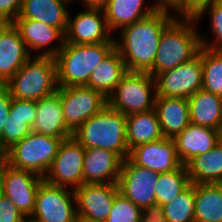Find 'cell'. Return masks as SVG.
I'll return each instance as SVG.
<instances>
[{
  "label": "cell",
  "instance_id": "obj_1",
  "mask_svg": "<svg viewBox=\"0 0 222 222\" xmlns=\"http://www.w3.org/2000/svg\"><path fill=\"white\" fill-rule=\"evenodd\" d=\"M170 8L159 7L147 17L125 26L114 38L115 48L131 72H147L153 68L160 37L176 18Z\"/></svg>",
  "mask_w": 222,
  "mask_h": 222
},
{
  "label": "cell",
  "instance_id": "obj_2",
  "mask_svg": "<svg viewBox=\"0 0 222 222\" xmlns=\"http://www.w3.org/2000/svg\"><path fill=\"white\" fill-rule=\"evenodd\" d=\"M198 23L194 18H175L163 31L153 68L149 72L156 77L164 71L190 61L202 47Z\"/></svg>",
  "mask_w": 222,
  "mask_h": 222
},
{
  "label": "cell",
  "instance_id": "obj_3",
  "mask_svg": "<svg viewBox=\"0 0 222 222\" xmlns=\"http://www.w3.org/2000/svg\"><path fill=\"white\" fill-rule=\"evenodd\" d=\"M84 148L108 149L123 160L129 156L126 116L108 105L80 125L72 135Z\"/></svg>",
  "mask_w": 222,
  "mask_h": 222
},
{
  "label": "cell",
  "instance_id": "obj_4",
  "mask_svg": "<svg viewBox=\"0 0 222 222\" xmlns=\"http://www.w3.org/2000/svg\"><path fill=\"white\" fill-rule=\"evenodd\" d=\"M115 47V42L99 44L65 43L54 57L59 87L87 85L93 70Z\"/></svg>",
  "mask_w": 222,
  "mask_h": 222
},
{
  "label": "cell",
  "instance_id": "obj_5",
  "mask_svg": "<svg viewBox=\"0 0 222 222\" xmlns=\"http://www.w3.org/2000/svg\"><path fill=\"white\" fill-rule=\"evenodd\" d=\"M11 97L37 101L58 90L54 57L31 56L6 83Z\"/></svg>",
  "mask_w": 222,
  "mask_h": 222
},
{
  "label": "cell",
  "instance_id": "obj_6",
  "mask_svg": "<svg viewBox=\"0 0 222 222\" xmlns=\"http://www.w3.org/2000/svg\"><path fill=\"white\" fill-rule=\"evenodd\" d=\"M64 139L67 138H56L31 131L4 153V161L11 167L30 171L43 178Z\"/></svg>",
  "mask_w": 222,
  "mask_h": 222
},
{
  "label": "cell",
  "instance_id": "obj_7",
  "mask_svg": "<svg viewBox=\"0 0 222 222\" xmlns=\"http://www.w3.org/2000/svg\"><path fill=\"white\" fill-rule=\"evenodd\" d=\"M156 97L154 77L147 72L128 71L107 99L111 109L127 116L153 110Z\"/></svg>",
  "mask_w": 222,
  "mask_h": 222
},
{
  "label": "cell",
  "instance_id": "obj_8",
  "mask_svg": "<svg viewBox=\"0 0 222 222\" xmlns=\"http://www.w3.org/2000/svg\"><path fill=\"white\" fill-rule=\"evenodd\" d=\"M57 92L61 98L64 122L72 133L108 105V99L102 92L86 85L58 87Z\"/></svg>",
  "mask_w": 222,
  "mask_h": 222
},
{
  "label": "cell",
  "instance_id": "obj_9",
  "mask_svg": "<svg viewBox=\"0 0 222 222\" xmlns=\"http://www.w3.org/2000/svg\"><path fill=\"white\" fill-rule=\"evenodd\" d=\"M76 217L75 191L43 180L38 186L31 218L35 222H75Z\"/></svg>",
  "mask_w": 222,
  "mask_h": 222
},
{
  "label": "cell",
  "instance_id": "obj_10",
  "mask_svg": "<svg viewBox=\"0 0 222 222\" xmlns=\"http://www.w3.org/2000/svg\"><path fill=\"white\" fill-rule=\"evenodd\" d=\"M84 154L85 148L73 136L64 139L43 180L75 191L83 185Z\"/></svg>",
  "mask_w": 222,
  "mask_h": 222
},
{
  "label": "cell",
  "instance_id": "obj_11",
  "mask_svg": "<svg viewBox=\"0 0 222 222\" xmlns=\"http://www.w3.org/2000/svg\"><path fill=\"white\" fill-rule=\"evenodd\" d=\"M201 55L155 77L157 96L188 99L202 89Z\"/></svg>",
  "mask_w": 222,
  "mask_h": 222
},
{
  "label": "cell",
  "instance_id": "obj_12",
  "mask_svg": "<svg viewBox=\"0 0 222 222\" xmlns=\"http://www.w3.org/2000/svg\"><path fill=\"white\" fill-rule=\"evenodd\" d=\"M3 195L7 196L24 217H31L36 194L43 178L27 170L11 167L5 161L0 165Z\"/></svg>",
  "mask_w": 222,
  "mask_h": 222
},
{
  "label": "cell",
  "instance_id": "obj_13",
  "mask_svg": "<svg viewBox=\"0 0 222 222\" xmlns=\"http://www.w3.org/2000/svg\"><path fill=\"white\" fill-rule=\"evenodd\" d=\"M160 173L134 164L128 157L123 160L118 187L137 207L143 209L156 204L155 186Z\"/></svg>",
  "mask_w": 222,
  "mask_h": 222
},
{
  "label": "cell",
  "instance_id": "obj_14",
  "mask_svg": "<svg viewBox=\"0 0 222 222\" xmlns=\"http://www.w3.org/2000/svg\"><path fill=\"white\" fill-rule=\"evenodd\" d=\"M115 35L110 31L103 9L85 8L72 17L69 13L65 32V43L99 44L115 42Z\"/></svg>",
  "mask_w": 222,
  "mask_h": 222
},
{
  "label": "cell",
  "instance_id": "obj_15",
  "mask_svg": "<svg viewBox=\"0 0 222 222\" xmlns=\"http://www.w3.org/2000/svg\"><path fill=\"white\" fill-rule=\"evenodd\" d=\"M118 192V184L84 183L75 190L77 216L105 222Z\"/></svg>",
  "mask_w": 222,
  "mask_h": 222
},
{
  "label": "cell",
  "instance_id": "obj_16",
  "mask_svg": "<svg viewBox=\"0 0 222 222\" xmlns=\"http://www.w3.org/2000/svg\"><path fill=\"white\" fill-rule=\"evenodd\" d=\"M12 23L18 29L22 40L32 56V51H34L36 56L55 57L64 45L65 34L56 27L38 20L26 18H16ZM54 42L58 44L55 43V46H49Z\"/></svg>",
  "mask_w": 222,
  "mask_h": 222
},
{
  "label": "cell",
  "instance_id": "obj_17",
  "mask_svg": "<svg viewBox=\"0 0 222 222\" xmlns=\"http://www.w3.org/2000/svg\"><path fill=\"white\" fill-rule=\"evenodd\" d=\"M128 158L138 166L159 173L171 172L182 165L174 139L166 137L132 148Z\"/></svg>",
  "mask_w": 222,
  "mask_h": 222
},
{
  "label": "cell",
  "instance_id": "obj_18",
  "mask_svg": "<svg viewBox=\"0 0 222 222\" xmlns=\"http://www.w3.org/2000/svg\"><path fill=\"white\" fill-rule=\"evenodd\" d=\"M31 56L14 24L0 23V84H6Z\"/></svg>",
  "mask_w": 222,
  "mask_h": 222
},
{
  "label": "cell",
  "instance_id": "obj_19",
  "mask_svg": "<svg viewBox=\"0 0 222 222\" xmlns=\"http://www.w3.org/2000/svg\"><path fill=\"white\" fill-rule=\"evenodd\" d=\"M122 162L123 159L114 151L101 148H85L83 184H118Z\"/></svg>",
  "mask_w": 222,
  "mask_h": 222
},
{
  "label": "cell",
  "instance_id": "obj_20",
  "mask_svg": "<svg viewBox=\"0 0 222 222\" xmlns=\"http://www.w3.org/2000/svg\"><path fill=\"white\" fill-rule=\"evenodd\" d=\"M179 160L186 165L196 155L205 154L220 142V131L189 124L174 138Z\"/></svg>",
  "mask_w": 222,
  "mask_h": 222
},
{
  "label": "cell",
  "instance_id": "obj_21",
  "mask_svg": "<svg viewBox=\"0 0 222 222\" xmlns=\"http://www.w3.org/2000/svg\"><path fill=\"white\" fill-rule=\"evenodd\" d=\"M36 119L32 132L56 138H70L73 133L64 122L61 98L58 92L36 101Z\"/></svg>",
  "mask_w": 222,
  "mask_h": 222
},
{
  "label": "cell",
  "instance_id": "obj_22",
  "mask_svg": "<svg viewBox=\"0 0 222 222\" xmlns=\"http://www.w3.org/2000/svg\"><path fill=\"white\" fill-rule=\"evenodd\" d=\"M154 109L166 138H174L191 123L186 98L157 96Z\"/></svg>",
  "mask_w": 222,
  "mask_h": 222
},
{
  "label": "cell",
  "instance_id": "obj_23",
  "mask_svg": "<svg viewBox=\"0 0 222 222\" xmlns=\"http://www.w3.org/2000/svg\"><path fill=\"white\" fill-rule=\"evenodd\" d=\"M72 0H24L17 18L41 21L60 29L64 34L68 25V5Z\"/></svg>",
  "mask_w": 222,
  "mask_h": 222
},
{
  "label": "cell",
  "instance_id": "obj_24",
  "mask_svg": "<svg viewBox=\"0 0 222 222\" xmlns=\"http://www.w3.org/2000/svg\"><path fill=\"white\" fill-rule=\"evenodd\" d=\"M146 0H108L102 8L107 25L113 33L123 27L133 24L155 12L159 6L156 3L145 5ZM146 6V7H145Z\"/></svg>",
  "mask_w": 222,
  "mask_h": 222
},
{
  "label": "cell",
  "instance_id": "obj_25",
  "mask_svg": "<svg viewBox=\"0 0 222 222\" xmlns=\"http://www.w3.org/2000/svg\"><path fill=\"white\" fill-rule=\"evenodd\" d=\"M190 122L222 130V97L200 89L188 98Z\"/></svg>",
  "mask_w": 222,
  "mask_h": 222
},
{
  "label": "cell",
  "instance_id": "obj_26",
  "mask_svg": "<svg viewBox=\"0 0 222 222\" xmlns=\"http://www.w3.org/2000/svg\"><path fill=\"white\" fill-rule=\"evenodd\" d=\"M127 72L123 58L114 47L93 70L86 86L100 91L108 97Z\"/></svg>",
  "mask_w": 222,
  "mask_h": 222
},
{
  "label": "cell",
  "instance_id": "obj_27",
  "mask_svg": "<svg viewBox=\"0 0 222 222\" xmlns=\"http://www.w3.org/2000/svg\"><path fill=\"white\" fill-rule=\"evenodd\" d=\"M163 138L155 109L126 116V140L129 151L138 145Z\"/></svg>",
  "mask_w": 222,
  "mask_h": 222
},
{
  "label": "cell",
  "instance_id": "obj_28",
  "mask_svg": "<svg viewBox=\"0 0 222 222\" xmlns=\"http://www.w3.org/2000/svg\"><path fill=\"white\" fill-rule=\"evenodd\" d=\"M186 167L193 184L222 183V143L205 154L196 155Z\"/></svg>",
  "mask_w": 222,
  "mask_h": 222
},
{
  "label": "cell",
  "instance_id": "obj_29",
  "mask_svg": "<svg viewBox=\"0 0 222 222\" xmlns=\"http://www.w3.org/2000/svg\"><path fill=\"white\" fill-rule=\"evenodd\" d=\"M195 222H222V183L194 184Z\"/></svg>",
  "mask_w": 222,
  "mask_h": 222
},
{
  "label": "cell",
  "instance_id": "obj_30",
  "mask_svg": "<svg viewBox=\"0 0 222 222\" xmlns=\"http://www.w3.org/2000/svg\"><path fill=\"white\" fill-rule=\"evenodd\" d=\"M191 184L186 165L171 172L160 173L155 186L156 204L170 203Z\"/></svg>",
  "mask_w": 222,
  "mask_h": 222
},
{
  "label": "cell",
  "instance_id": "obj_31",
  "mask_svg": "<svg viewBox=\"0 0 222 222\" xmlns=\"http://www.w3.org/2000/svg\"><path fill=\"white\" fill-rule=\"evenodd\" d=\"M202 89L222 97V51L201 47Z\"/></svg>",
  "mask_w": 222,
  "mask_h": 222
},
{
  "label": "cell",
  "instance_id": "obj_32",
  "mask_svg": "<svg viewBox=\"0 0 222 222\" xmlns=\"http://www.w3.org/2000/svg\"><path fill=\"white\" fill-rule=\"evenodd\" d=\"M166 222H195V192L191 183L170 203L163 206Z\"/></svg>",
  "mask_w": 222,
  "mask_h": 222
},
{
  "label": "cell",
  "instance_id": "obj_33",
  "mask_svg": "<svg viewBox=\"0 0 222 222\" xmlns=\"http://www.w3.org/2000/svg\"><path fill=\"white\" fill-rule=\"evenodd\" d=\"M208 13L207 16H209L210 20V26L212 30L211 33L214 34L215 40H208L207 32L203 33L204 35L200 34L201 37V44L203 47L214 50V51H222V1L217 0L213 2L210 6H208L206 9H204L196 18L195 21L199 23L198 21L202 19L204 14ZM210 41V42H209ZM214 41V42H213Z\"/></svg>",
  "mask_w": 222,
  "mask_h": 222
},
{
  "label": "cell",
  "instance_id": "obj_34",
  "mask_svg": "<svg viewBox=\"0 0 222 222\" xmlns=\"http://www.w3.org/2000/svg\"><path fill=\"white\" fill-rule=\"evenodd\" d=\"M142 209L118 192L105 222H141Z\"/></svg>",
  "mask_w": 222,
  "mask_h": 222
},
{
  "label": "cell",
  "instance_id": "obj_35",
  "mask_svg": "<svg viewBox=\"0 0 222 222\" xmlns=\"http://www.w3.org/2000/svg\"><path fill=\"white\" fill-rule=\"evenodd\" d=\"M31 131L32 129L24 123V120L8 116L0 137V150L5 153Z\"/></svg>",
  "mask_w": 222,
  "mask_h": 222
},
{
  "label": "cell",
  "instance_id": "obj_36",
  "mask_svg": "<svg viewBox=\"0 0 222 222\" xmlns=\"http://www.w3.org/2000/svg\"><path fill=\"white\" fill-rule=\"evenodd\" d=\"M36 101L12 97L9 117L24 120L31 129L36 119Z\"/></svg>",
  "mask_w": 222,
  "mask_h": 222
},
{
  "label": "cell",
  "instance_id": "obj_37",
  "mask_svg": "<svg viewBox=\"0 0 222 222\" xmlns=\"http://www.w3.org/2000/svg\"><path fill=\"white\" fill-rule=\"evenodd\" d=\"M217 0H178L170 10L177 18H196L204 9ZM177 14V15H176Z\"/></svg>",
  "mask_w": 222,
  "mask_h": 222
},
{
  "label": "cell",
  "instance_id": "obj_38",
  "mask_svg": "<svg viewBox=\"0 0 222 222\" xmlns=\"http://www.w3.org/2000/svg\"><path fill=\"white\" fill-rule=\"evenodd\" d=\"M24 0H0V23H12L20 14Z\"/></svg>",
  "mask_w": 222,
  "mask_h": 222
},
{
  "label": "cell",
  "instance_id": "obj_39",
  "mask_svg": "<svg viewBox=\"0 0 222 222\" xmlns=\"http://www.w3.org/2000/svg\"><path fill=\"white\" fill-rule=\"evenodd\" d=\"M24 216L5 195L0 198V222H20Z\"/></svg>",
  "mask_w": 222,
  "mask_h": 222
},
{
  "label": "cell",
  "instance_id": "obj_40",
  "mask_svg": "<svg viewBox=\"0 0 222 222\" xmlns=\"http://www.w3.org/2000/svg\"><path fill=\"white\" fill-rule=\"evenodd\" d=\"M12 97L8 86L6 84H0V137L9 116Z\"/></svg>",
  "mask_w": 222,
  "mask_h": 222
},
{
  "label": "cell",
  "instance_id": "obj_41",
  "mask_svg": "<svg viewBox=\"0 0 222 222\" xmlns=\"http://www.w3.org/2000/svg\"><path fill=\"white\" fill-rule=\"evenodd\" d=\"M141 222H166L163 207L161 205L154 204L143 208Z\"/></svg>",
  "mask_w": 222,
  "mask_h": 222
},
{
  "label": "cell",
  "instance_id": "obj_42",
  "mask_svg": "<svg viewBox=\"0 0 222 222\" xmlns=\"http://www.w3.org/2000/svg\"><path fill=\"white\" fill-rule=\"evenodd\" d=\"M75 0H72V2ZM86 8H100L102 9L108 0H82Z\"/></svg>",
  "mask_w": 222,
  "mask_h": 222
},
{
  "label": "cell",
  "instance_id": "obj_43",
  "mask_svg": "<svg viewBox=\"0 0 222 222\" xmlns=\"http://www.w3.org/2000/svg\"><path fill=\"white\" fill-rule=\"evenodd\" d=\"M177 1L178 0H154V3L159 7L171 8Z\"/></svg>",
  "mask_w": 222,
  "mask_h": 222
},
{
  "label": "cell",
  "instance_id": "obj_44",
  "mask_svg": "<svg viewBox=\"0 0 222 222\" xmlns=\"http://www.w3.org/2000/svg\"><path fill=\"white\" fill-rule=\"evenodd\" d=\"M75 222H100V221H95L85 217L77 216Z\"/></svg>",
  "mask_w": 222,
  "mask_h": 222
},
{
  "label": "cell",
  "instance_id": "obj_45",
  "mask_svg": "<svg viewBox=\"0 0 222 222\" xmlns=\"http://www.w3.org/2000/svg\"><path fill=\"white\" fill-rule=\"evenodd\" d=\"M20 222H35L31 217H24Z\"/></svg>",
  "mask_w": 222,
  "mask_h": 222
},
{
  "label": "cell",
  "instance_id": "obj_46",
  "mask_svg": "<svg viewBox=\"0 0 222 222\" xmlns=\"http://www.w3.org/2000/svg\"><path fill=\"white\" fill-rule=\"evenodd\" d=\"M2 195H3V185H2V180L0 177V198L2 197Z\"/></svg>",
  "mask_w": 222,
  "mask_h": 222
},
{
  "label": "cell",
  "instance_id": "obj_47",
  "mask_svg": "<svg viewBox=\"0 0 222 222\" xmlns=\"http://www.w3.org/2000/svg\"><path fill=\"white\" fill-rule=\"evenodd\" d=\"M4 161V153L0 150V165Z\"/></svg>",
  "mask_w": 222,
  "mask_h": 222
},
{
  "label": "cell",
  "instance_id": "obj_48",
  "mask_svg": "<svg viewBox=\"0 0 222 222\" xmlns=\"http://www.w3.org/2000/svg\"><path fill=\"white\" fill-rule=\"evenodd\" d=\"M220 142L222 143V130L220 131Z\"/></svg>",
  "mask_w": 222,
  "mask_h": 222
}]
</instances>
